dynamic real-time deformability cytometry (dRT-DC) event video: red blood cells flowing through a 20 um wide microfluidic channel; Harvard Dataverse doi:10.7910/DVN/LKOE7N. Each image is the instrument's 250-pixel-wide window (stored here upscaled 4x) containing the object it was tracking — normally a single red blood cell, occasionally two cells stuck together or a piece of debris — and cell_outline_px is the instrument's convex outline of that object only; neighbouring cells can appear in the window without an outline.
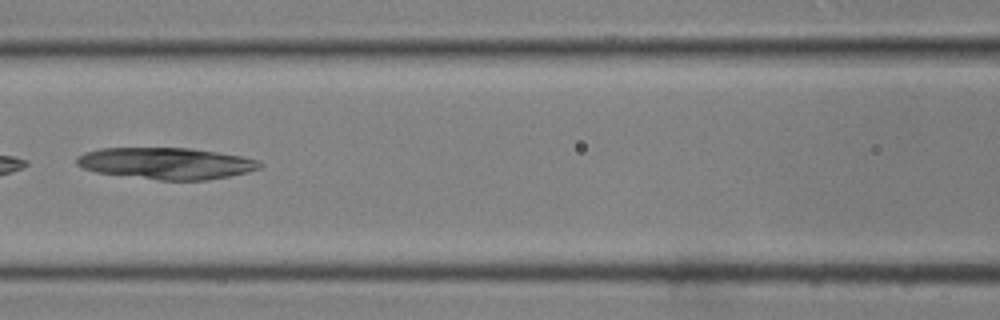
{"species": "common noctule bat (a hibernating species)", "species_latin": "Nyctalus noctula", "temperature_condition": "room temperature", "stored_images_in_passage": 40, "camera_frame_rate_fps": 3000, "um_per_image_px": 0.085, "animal": {"sex": "male", "body_mass_g": 19.0, "forearm_length_mm": 50.8}, "frame": {"image": 1, "passage_image": 19, "time_ms": 6.0, "image_size_px": [1000, 320], "cell_outline_px": [[264, 164], [260, 168], [248, 172], [208, 180], [160, 180], [96, 172], [84, 168], [76, 164], [76, 156], [84, 152], [100, 148], [192, 148], [240, 156], [260, 160]], "centroid_in_image_um": [14.14, 13.88], "position_along_channel_um": 152.5, "area_um2": 33.7}}